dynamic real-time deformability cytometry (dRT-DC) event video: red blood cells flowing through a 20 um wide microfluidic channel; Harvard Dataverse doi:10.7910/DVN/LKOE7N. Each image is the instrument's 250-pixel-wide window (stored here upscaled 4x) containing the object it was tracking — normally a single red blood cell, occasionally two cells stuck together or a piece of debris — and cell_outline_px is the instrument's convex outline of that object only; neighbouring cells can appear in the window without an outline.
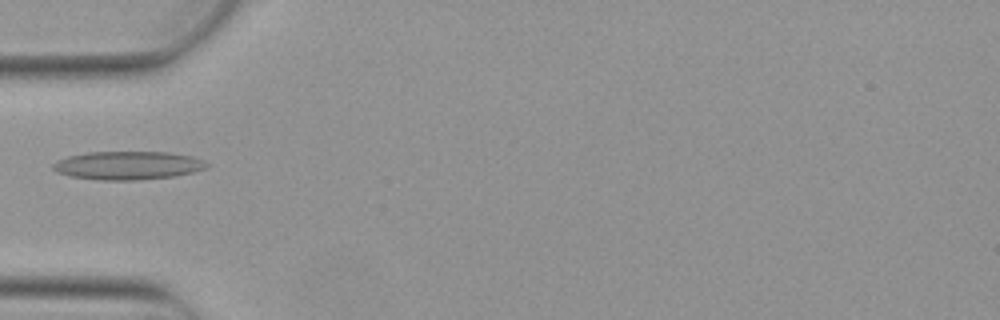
{"species": "Egyptian fruit bat (a non-hibernating species)", "species_latin": "Rousettus aegyptiacus", "temperature_condition": "warm", "stored_images_in_passage": 1, "camera_frame_rate_fps": 3000, "um_per_image_px": 0.085, "animal": {"sex": "female"}, "frame": {"image": 1, "passage_image": 1, "time_ms": 0.0, "image_size_px": [1000, 320], "cell_outline_px": [[208, 168], [192, 172], [172, 176], [136, 180], [100, 180], [68, 176], [56, 172], [52, 168], [52, 164], [56, 160], [68, 156], [88, 152], [168, 152], [192, 156], [204, 160], [208, 164]], "centroid_in_image_um": [10.84, 14.06], "position_along_channel_um": 74.2, "area_um2": 25.49}}